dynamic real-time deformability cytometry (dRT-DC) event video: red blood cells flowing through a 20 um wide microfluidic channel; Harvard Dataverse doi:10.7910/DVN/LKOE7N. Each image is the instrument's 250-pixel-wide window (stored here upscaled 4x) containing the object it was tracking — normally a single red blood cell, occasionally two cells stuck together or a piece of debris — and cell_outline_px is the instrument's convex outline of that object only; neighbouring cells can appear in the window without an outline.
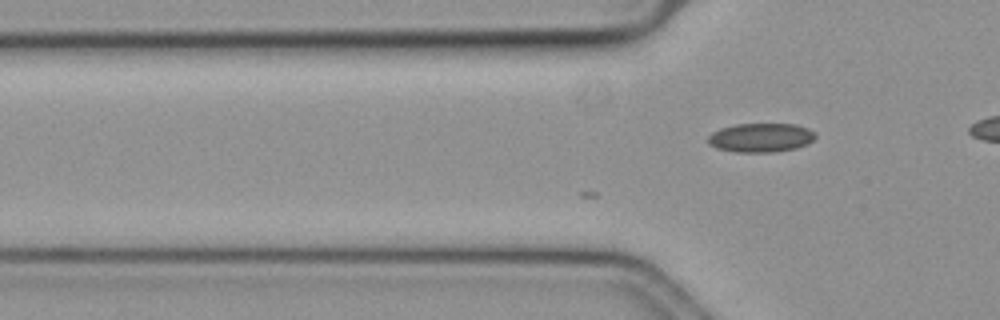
{"species": "common noctule bat (a hibernating species)", "species_latin": "Nyctalus noctula", "temperature_condition": "cold", "stored_images_in_passage": 2, "camera_frame_rate_fps": 3000, "um_per_image_px": 0.085, "animal": {"sex": "female", "body_mass_g": 19.3, "forearm_length_mm": 54.1}, "frame": {"image": 1, "passage_image": 2, "time_ms": 0.333, "image_size_px": [1000, 320], "cell_outline_px": [[816, 136], [808, 144], [796, 148], [776, 152], [736, 152], [716, 148], [708, 144], [708, 136], [712, 132], [720, 128], [736, 124], [796, 124], [808, 128]], "centroid_in_image_um": [64.65, 11.7], "position_along_channel_um": 61.2, "area_um2": 18.21}}